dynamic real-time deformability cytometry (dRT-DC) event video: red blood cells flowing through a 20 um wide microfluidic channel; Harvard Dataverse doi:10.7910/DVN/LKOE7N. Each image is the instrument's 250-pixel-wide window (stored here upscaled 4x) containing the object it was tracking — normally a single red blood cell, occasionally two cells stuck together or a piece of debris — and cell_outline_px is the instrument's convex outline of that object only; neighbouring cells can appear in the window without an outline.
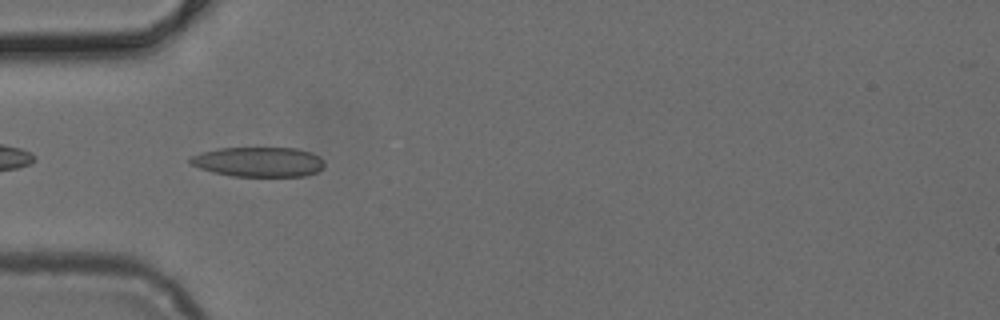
{"species": "common noctule bat (a hibernating species)", "species_latin": "Nyctalus noctula", "temperature_condition": "cold", "stored_images_in_passage": 10, "camera_frame_rate_fps": 3000, "um_per_image_px": 0.085, "animal": {"sex": "female", "body_mass_g": 24.6, "forearm_length_mm": 56.2}, "frame": {"image": 1, "passage_image": 2, "time_ms": 0.333, "image_size_px": [1000, 320], "cell_outline_px": [[324, 168], [316, 172], [304, 176], [232, 176], [212, 172], [200, 168], [192, 164], [188, 160], [192, 156], [200, 152], [220, 148], [296, 148], [312, 152], [320, 156], [324, 160]], "centroid_in_image_um": [22.01, 13.76], "position_along_channel_um": 63.0, "area_um2": 23.41}}
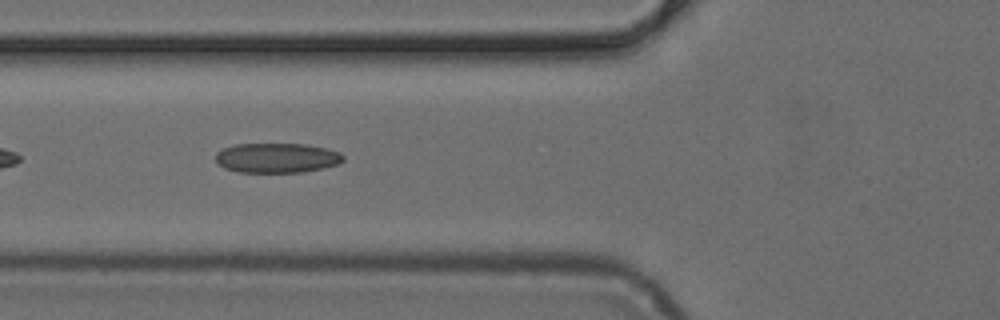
{"frame": {"image": 2, "passage_image": 5, "time_ms": 1.333, "image_size_px": [1000, 320], "cell_outline_px": [[344, 160], [340, 164], [324, 168], [304, 172], [240, 172], [224, 168], [216, 160], [216, 152], [224, 148], [236, 144], [308, 144], [328, 148], [340, 152], [344, 156]], "centroid_in_image_um": [23.59, 13.42], "position_along_channel_um": 102.2, "area_um2": 22.31}}